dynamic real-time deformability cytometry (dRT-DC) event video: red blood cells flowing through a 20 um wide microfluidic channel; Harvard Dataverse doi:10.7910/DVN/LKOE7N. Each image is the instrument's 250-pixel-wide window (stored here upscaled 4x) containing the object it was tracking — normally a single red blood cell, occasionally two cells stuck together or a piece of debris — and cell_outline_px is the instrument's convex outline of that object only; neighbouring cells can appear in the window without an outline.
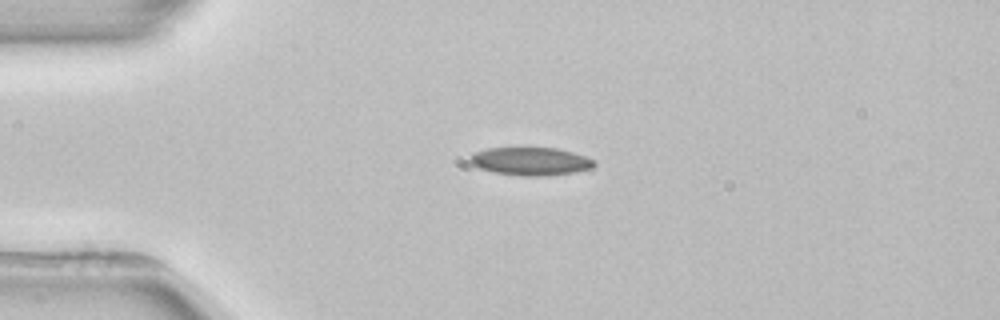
{"species": "common noctule bat (a hibernating species)", "species_latin": "Nyctalus noctula", "temperature_condition": "room temperature", "stored_images_in_passage": 2, "camera_frame_rate_fps": 3000, "um_per_image_px": 0.085, "animal": {"sex": "female", "body_mass_g": 22.7, "forearm_length_mm": 54.2}, "frame": {"image": 1, "passage_image": 1, "time_ms": 0.0, "image_size_px": [1000, 320], "cell_outline_px": [[596, 164], [592, 168], [576, 172], [548, 176], [520, 176], [496, 172], [480, 168], [472, 164], [468, 160], [468, 156], [476, 152], [488, 148], [556, 148], [572, 152], [596, 160]], "centroid_in_image_um": [45.12, 13.72], "position_along_channel_um": 39.9, "area_um2": 20.35}}
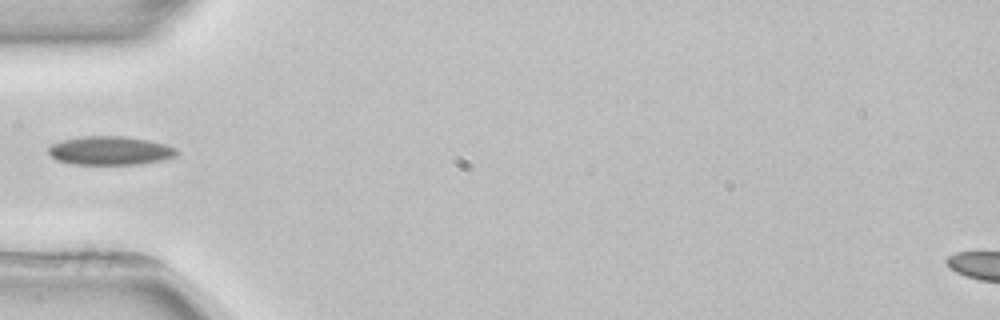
{"frame": {"image": 2, "passage_image": 2, "time_ms": 1.667, "image_size_px": [1000, 320], "cell_outline_px": [[176, 156], [160, 160], [136, 164], [72, 164], [56, 160], [48, 152], [48, 148], [52, 144], [64, 140], [84, 136], [124, 136], [148, 140], [164, 144], [176, 148]], "centroid_in_image_um": [9.33, 12.8], "position_along_channel_um": 75.7, "area_um2": 21.15}}